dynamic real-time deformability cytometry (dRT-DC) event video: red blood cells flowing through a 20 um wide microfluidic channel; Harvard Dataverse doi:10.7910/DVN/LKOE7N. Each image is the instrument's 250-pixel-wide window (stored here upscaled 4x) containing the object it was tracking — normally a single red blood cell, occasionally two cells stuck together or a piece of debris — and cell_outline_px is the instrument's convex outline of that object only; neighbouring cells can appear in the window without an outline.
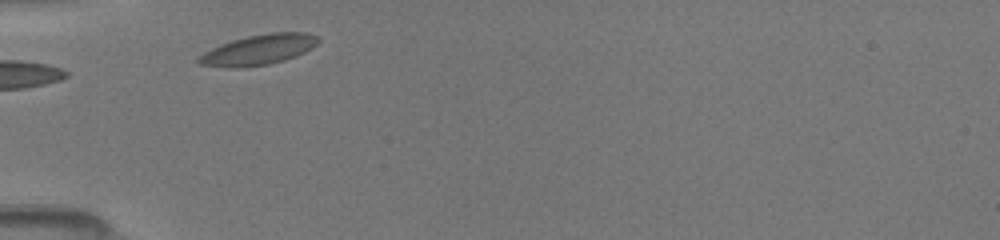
{"species": "common noctule bat (a hibernating species)", "species_latin": "Nyctalus noctula", "temperature_condition": "room temperature", "stored_images_in_passage": 4, "camera_frame_rate_fps": 3000, "um_per_image_px": 0.085, "animal": {"sex": "female", "body_mass_g": 19.5, "forearm_length_mm": 54.1}, "frame": {"image": 1, "passage_image": 1, "time_ms": 0.0, "image_size_px": [1000, 240], "cell_outline_px": [[320, 40], [312, 48], [296, 56], [284, 60], [268, 64], [240, 68], [228, 68], [196, 64], [196, 56], [212, 48], [232, 40], [248, 36], [272, 32], [308, 32], [316, 36]], "centroid_in_image_um": [21.94, 4.24], "position_along_channel_um": 63.1, "area_um2": 21.21}}
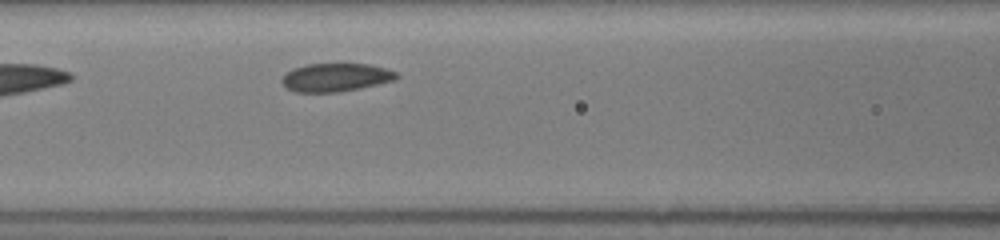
{"frame": {"image": 2, "passage_image": 4, "time_ms": 2.0, "image_size_px": [1000, 240], "cell_outline_px": [[400, 76], [396, 80], [360, 88], [340, 92], [296, 92], [284, 88], [280, 80], [292, 68], [308, 64], [368, 64], [384, 68], [396, 72]], "centroid_in_image_um": [28.52, 6.59], "position_along_channel_um": 138.1, "area_um2": 18.96}}